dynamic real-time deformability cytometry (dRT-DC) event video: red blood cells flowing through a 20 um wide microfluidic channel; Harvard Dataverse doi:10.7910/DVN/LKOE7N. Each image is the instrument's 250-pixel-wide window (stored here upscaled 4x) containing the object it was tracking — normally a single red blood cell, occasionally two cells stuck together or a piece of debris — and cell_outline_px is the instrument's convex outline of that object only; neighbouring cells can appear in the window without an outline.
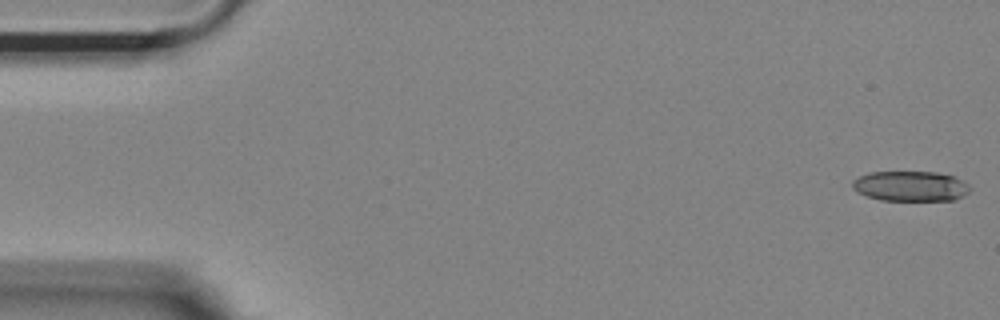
{"species": "Egyptian fruit bat (a non-hibernating species)", "species_latin": "Rousettus aegyptiacus", "temperature_condition": "room temperature", "stored_images_in_passage": 51, "camera_frame_rate_fps": 3000, "um_per_image_px": 0.085, "animal": {"sex": "female"}, "frame": {"image": 1, "passage_image": 1, "time_ms": 0.0, "image_size_px": [1000, 320], "cell_outline_px": [[972, 188], [964, 196], [956, 200], [880, 200], [856, 192], [852, 188], [852, 180], [868, 172], [936, 172], [956, 176], [968, 184]], "centroid_in_image_um": [77.41, 15.82], "position_along_channel_um": 7.6, "area_um2": 20.87}}
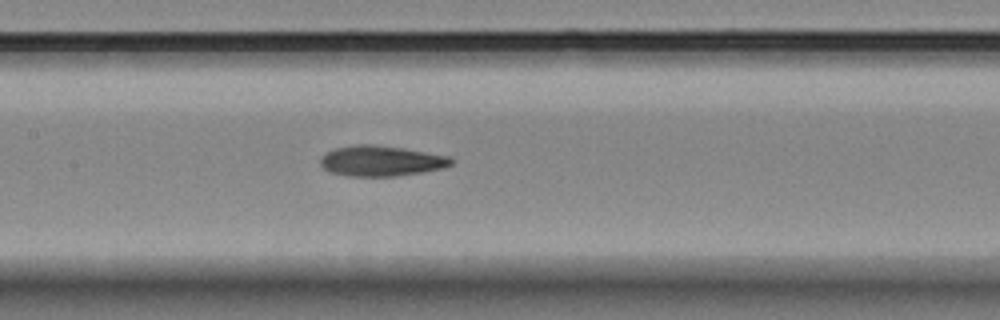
{"frame": {"image": 2, "passage_image": 25, "time_ms": 8.0, "image_size_px": [1000, 320], "cell_outline_px": [[456, 160], [452, 164], [444, 168], [424, 172], [396, 176], [348, 176], [332, 172], [324, 168], [320, 164], [320, 156], [324, 152], [336, 148], [356, 144], [372, 144], [404, 148], [452, 156]], "centroid_in_image_um": [32.44, 13.67], "position_along_channel_um": 175.0, "area_um2": 23.58}}
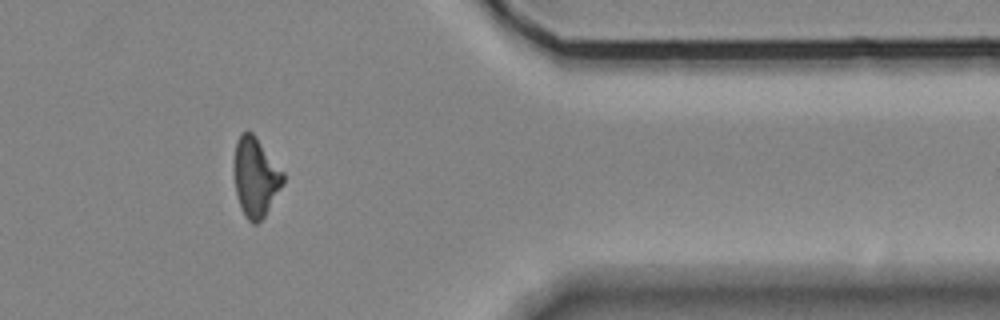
{"frame": {"image": 3, "passage_image": 44, "time_ms": 14.333, "image_size_px": [1000, 320], "cell_outline_px": [[284, 184], [264, 216], [256, 224], [252, 224], [244, 216], [236, 192], [232, 168], [236, 140], [240, 132], [248, 128], [256, 136], [284, 172]], "centroid_in_image_um": [21.7, 15.0], "position_along_channel_um": 389.7, "area_um2": 23.12}, "authors_computed_cell_mechanics": {"area_um2": 22.8888, "velocity_mm_per_s": 3.7181, "shape_relaxation_time_tau1_ms": null, "shape_relaxation_time_tau2_ms": 4.9076, "deformation_change_tau1": null, "deformation_change_tau2": 0.1444}}